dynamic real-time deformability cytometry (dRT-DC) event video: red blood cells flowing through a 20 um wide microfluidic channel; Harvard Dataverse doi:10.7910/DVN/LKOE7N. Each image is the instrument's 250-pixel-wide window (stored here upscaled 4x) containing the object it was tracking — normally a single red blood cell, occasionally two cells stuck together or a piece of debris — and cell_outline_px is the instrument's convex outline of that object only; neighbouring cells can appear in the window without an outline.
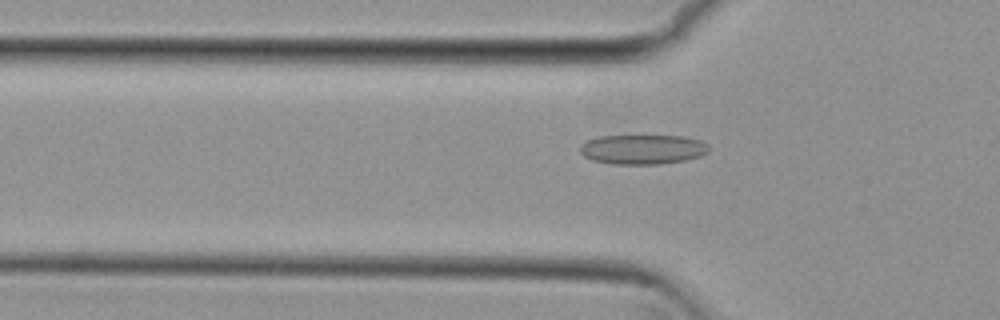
{"species": "common noctule bat (a hibernating species)", "species_latin": "Nyctalus noctula", "temperature_condition": "cold", "stored_images_in_passage": 53, "camera_frame_rate_fps": 3000, "um_per_image_px": 0.085, "animal": {"sex": "female", "body_mass_g": 29.2, "forearm_length_mm": 56.3}, "frame": {"image": 1, "passage_image": 17, "time_ms": 5.333, "image_size_px": [1000, 320], "cell_outline_px": [[708, 152], [700, 156], [684, 160], [660, 164], [612, 164], [592, 160], [584, 156], [580, 152], [580, 144], [588, 140], [600, 136], [684, 136], [700, 140], [708, 144]], "centroid_in_image_um": [54.62, 12.69], "position_along_channel_um": 71.2, "area_um2": 22.25}}
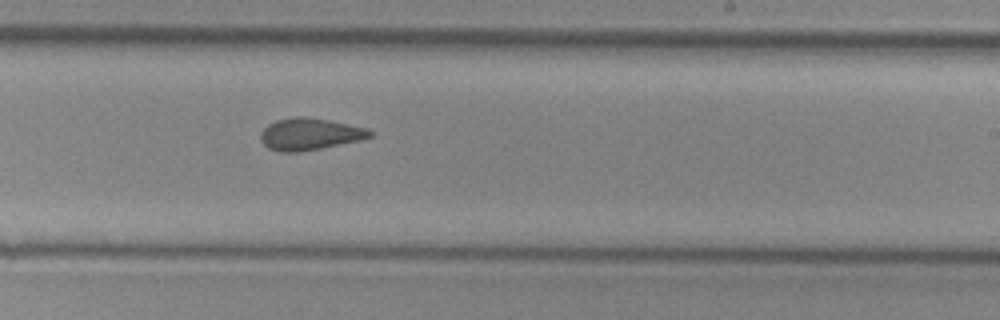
{"frame": {"image": 2, "passage_image": 32, "time_ms": 10.333, "image_size_px": [1000, 320], "cell_outline_px": [[372, 136], [360, 140], [300, 152], [280, 152], [268, 148], [260, 140], [260, 132], [268, 124], [276, 120], [296, 116], [308, 116], [368, 128], [372, 132]], "centroid_in_image_um": [26.3, 11.39], "position_along_channel_um": 262.7, "area_um2": 20.35}}
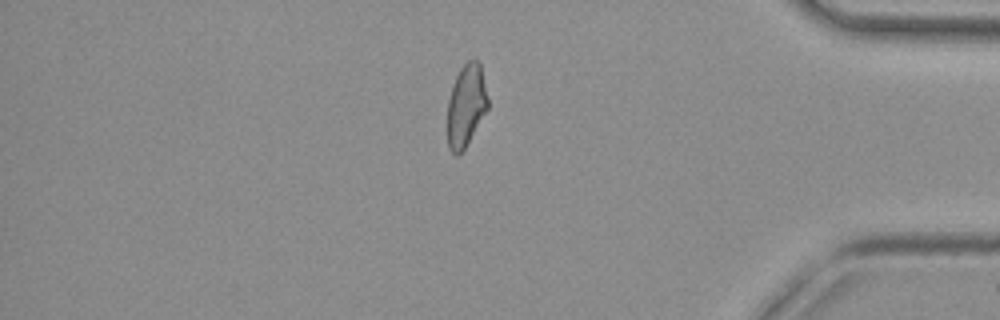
{"frame": {"image": 3, "passage_image": 45, "time_ms": 14.667, "image_size_px": [1000, 320], "cell_outline_px": [[488, 108], [464, 148], [456, 156], [448, 148], [448, 100], [452, 84], [460, 68], [468, 60], [480, 60], [488, 100]], "centroid_in_image_um": [39.61, 8.92], "position_along_channel_um": 395.6, "area_um2": 19.19}, "authors_computed_cell_mechanics": {"area_um2": 20.7502, "velocity_mm_per_s": 3.8218, "shape_relaxation_time_tau1_ms": null, "shape_relaxation_time_tau2_ms": 2.5622, "deformation_change_tau1": null, "deformation_change_tau2": 0.0894}}